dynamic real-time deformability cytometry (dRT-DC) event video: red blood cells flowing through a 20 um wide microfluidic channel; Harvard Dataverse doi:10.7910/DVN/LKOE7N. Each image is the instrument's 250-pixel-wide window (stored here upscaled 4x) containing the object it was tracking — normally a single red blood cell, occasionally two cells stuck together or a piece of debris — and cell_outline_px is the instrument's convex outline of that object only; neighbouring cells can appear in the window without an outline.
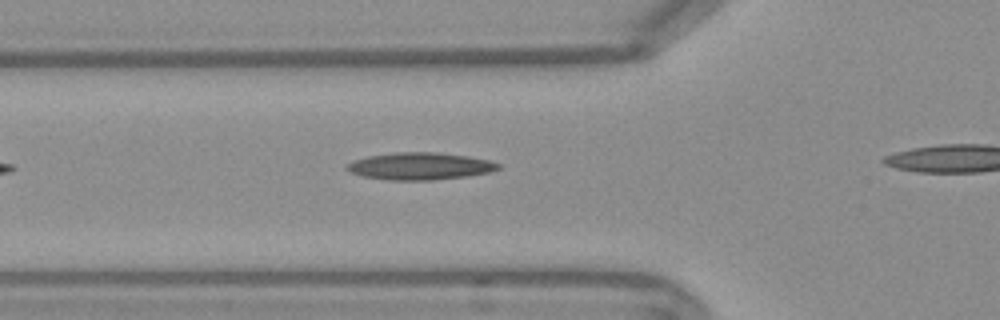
{"species": "Egyptian fruit bat (a non-hibernating species)", "species_latin": "Rousettus aegyptiacus", "temperature_condition": "warm", "stored_images_in_passage": 16, "camera_frame_rate_fps": 3000, "um_per_image_px": 0.085, "frame": {"image": 1, "passage_image": 3, "time_ms": 0.667, "image_size_px": [1000, 320], "cell_outline_px": [[500, 168], [488, 172], [464, 176], [432, 180], [388, 180], [364, 176], [352, 172], [348, 168], [348, 164], [352, 160], [368, 156], [396, 152], [436, 152], [468, 156], [488, 160], [500, 164]], "centroid_in_image_um": [35.7, 14.11], "position_along_channel_um": 90.1, "area_um2": 23.64}}
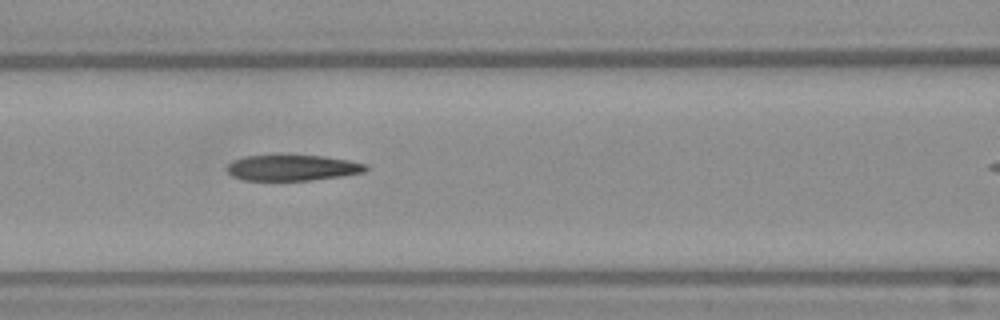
{"frame": {"image": 2, "passage_image": 7, "time_ms": 2.0, "image_size_px": [1000, 320], "cell_outline_px": [[368, 168], [364, 172], [344, 176], [312, 180], [244, 180], [232, 176], [228, 172], [228, 164], [244, 156], [324, 156], [348, 160], [368, 164]], "centroid_in_image_um": [24.92, 14.27], "position_along_channel_um": 141.7, "area_um2": 20.63}}
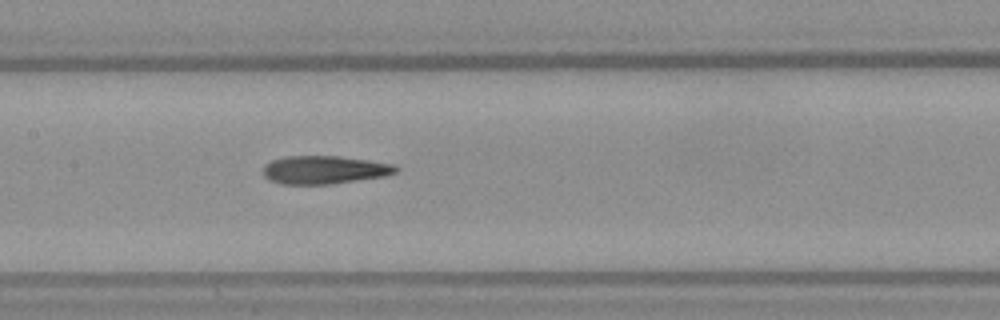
{"frame": {"image": 3, "passage_image": 10, "time_ms": 3.0, "image_size_px": [1000, 320], "cell_outline_px": [[400, 168], [396, 172], [384, 176], [328, 184], [280, 184], [268, 180], [264, 176], [264, 164], [272, 160], [284, 156], [340, 156], [368, 160], [392, 164]], "centroid_in_image_um": [27.53, 14.43], "position_along_channel_um": 179.9, "area_um2": 21.73}}